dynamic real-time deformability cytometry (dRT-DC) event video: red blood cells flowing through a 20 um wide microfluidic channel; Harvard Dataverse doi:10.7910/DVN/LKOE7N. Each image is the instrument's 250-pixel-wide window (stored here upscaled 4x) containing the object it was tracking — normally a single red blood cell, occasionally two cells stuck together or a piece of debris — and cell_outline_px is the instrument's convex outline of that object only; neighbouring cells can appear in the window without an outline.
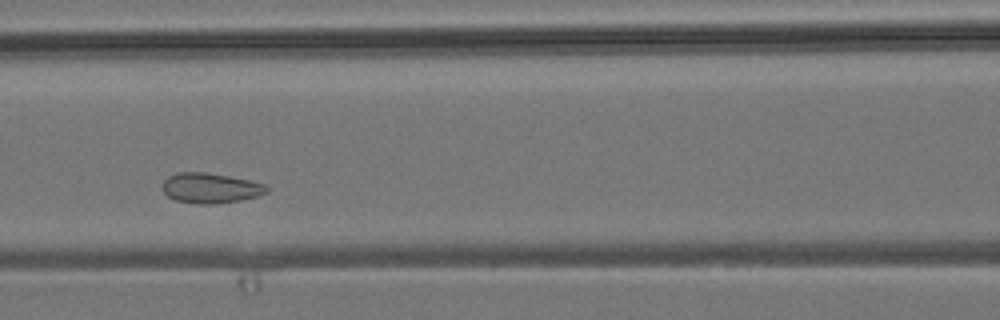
{"species": "common noctule bat (a hibernating species)", "species_latin": "Nyctalus noctula", "temperature_condition": "room temperature", "stored_images_in_passage": 5, "camera_frame_rate_fps": 3000, "um_per_image_px": 0.085, "animal": {"sex": "male", "body_mass_g": 19.2, "forearm_length_mm": 51.8}, "frame": {"image": 1, "passage_image": 3, "time_ms": 2.333, "image_size_px": [1000, 320], "cell_outline_px": [[268, 192], [256, 196], [240, 200], [216, 204], [200, 204], [176, 200], [168, 196], [160, 188], [160, 184], [168, 176], [176, 172], [204, 172], [228, 176], [248, 180], [264, 184], [268, 188]], "centroid_in_image_um": [17.83, 15.98], "position_along_channel_um": 148.8, "area_um2": 18.32}}
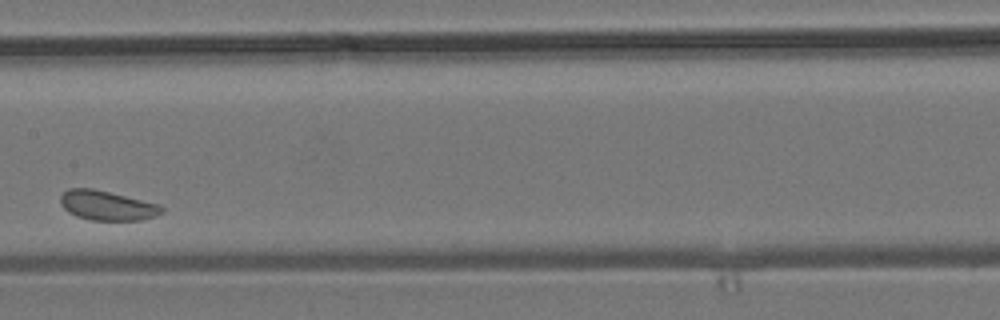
{"frame": {"image": 2, "passage_image": 4, "time_ms": 3.667, "image_size_px": [1000, 320], "cell_outline_px": [[164, 212], [156, 216], [144, 220], [92, 220], [76, 216], [68, 212], [60, 204], [60, 196], [68, 188], [92, 188], [160, 204], [164, 208]], "centroid_in_image_um": [9.12, 17.47], "position_along_channel_um": 198.3, "area_um2": 17.57}}
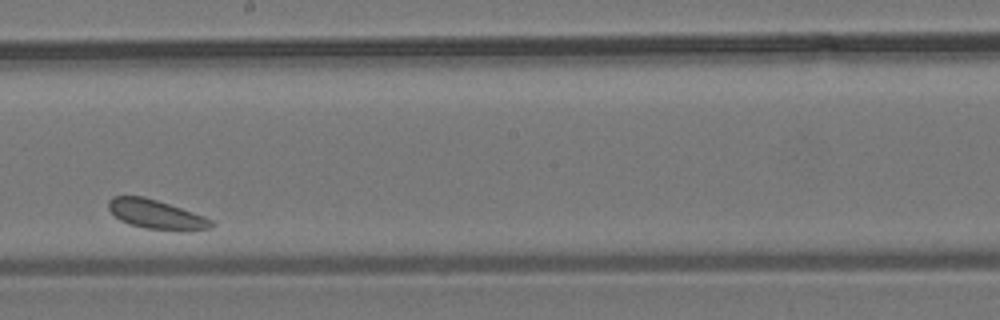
{"frame": {"image": 3, "passage_image": 5, "time_ms": 4.667, "image_size_px": [1000, 320], "cell_outline_px": [[216, 224], [212, 228], [192, 232], [184, 232], [144, 228], [128, 224], [120, 220], [108, 208], [108, 200], [112, 196], [144, 196], [204, 216], [212, 220]], "centroid_in_image_um": [13.33, 18.26], "position_along_channel_um": 234.9, "area_um2": 17.8}}